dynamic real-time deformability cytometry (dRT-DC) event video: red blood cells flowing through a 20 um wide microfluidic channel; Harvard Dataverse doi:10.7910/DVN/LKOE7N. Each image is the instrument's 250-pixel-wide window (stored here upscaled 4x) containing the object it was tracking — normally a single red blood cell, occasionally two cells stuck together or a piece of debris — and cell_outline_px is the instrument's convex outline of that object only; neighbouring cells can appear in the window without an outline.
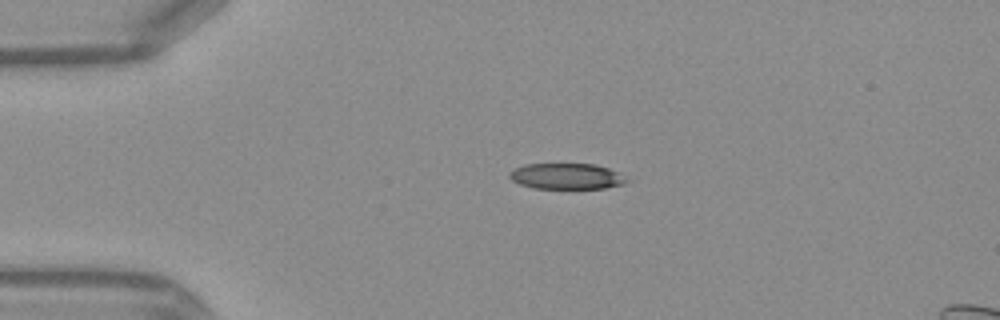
{"species": "Egyptian fruit bat (a non-hibernating species)", "species_latin": "Rousettus aegyptiacus", "temperature_condition": "warm", "stored_images_in_passage": 8, "camera_frame_rate_fps": 3000, "um_per_image_px": 0.085, "frame": {"image": 1, "passage_image": 1, "time_ms": 0.0, "image_size_px": [1000, 320], "cell_outline_px": [[632, 180], [624, 184], [604, 188], [536, 188], [520, 184], [512, 180], [508, 176], [508, 172], [524, 164], [596, 164], [620, 172]], "centroid_in_image_um": [48.21, 14.97], "position_along_channel_um": 36.8, "area_um2": 17.8}}